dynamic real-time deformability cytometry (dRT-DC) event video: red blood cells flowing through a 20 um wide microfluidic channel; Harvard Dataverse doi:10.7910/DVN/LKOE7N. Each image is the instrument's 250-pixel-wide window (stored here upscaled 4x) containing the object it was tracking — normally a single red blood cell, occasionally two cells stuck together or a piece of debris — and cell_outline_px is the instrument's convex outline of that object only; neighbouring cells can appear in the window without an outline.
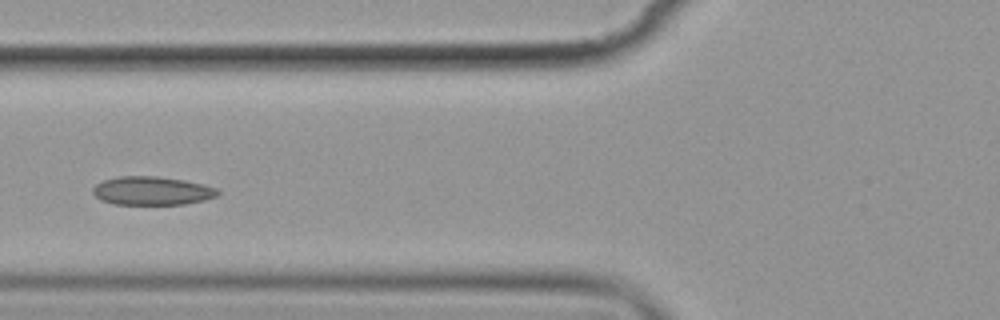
{"species": "common noctule bat (a hibernating species)", "species_latin": "Nyctalus noctula", "temperature_condition": "cold", "stored_images_in_passage": 6, "camera_frame_rate_fps": 3000, "um_per_image_px": 0.085, "animal": {"sex": "female", "body_mass_g": 19.9}, "frame": {"image": 1, "passage_image": 5, "time_ms": 4.667, "image_size_px": [1000, 320], "cell_outline_px": [[220, 192], [216, 196], [204, 200], [184, 204], [112, 204], [100, 200], [92, 192], [92, 188], [96, 184], [104, 180], [116, 176], [156, 176], [184, 180], [204, 184], [216, 188]], "centroid_in_image_um": [12.9, 16.21], "position_along_channel_um": 112.9, "area_um2": 20.81}}
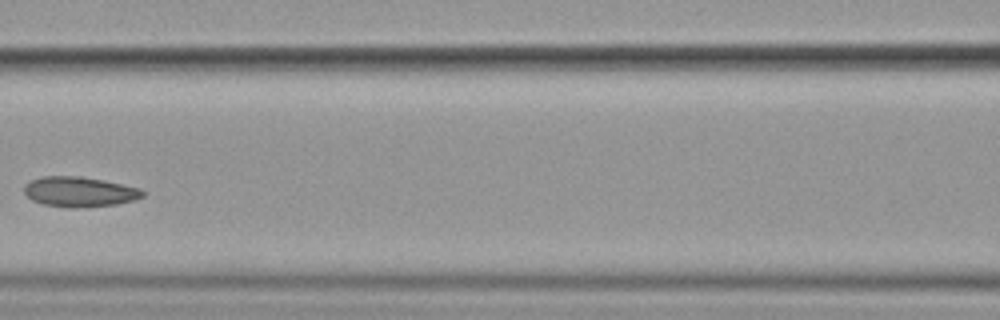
{"frame": {"image": 2, "passage_image": 6, "time_ms": 6.0, "image_size_px": [1000, 320], "cell_outline_px": [[144, 196], [136, 200], [116, 204], [76, 208], [44, 204], [32, 200], [24, 192], [24, 184], [32, 180], [44, 176], [80, 176], [104, 180], [140, 188], [144, 192]], "centroid_in_image_um": [6.78, 16.29], "position_along_channel_um": 159.8, "area_um2": 20.69}}